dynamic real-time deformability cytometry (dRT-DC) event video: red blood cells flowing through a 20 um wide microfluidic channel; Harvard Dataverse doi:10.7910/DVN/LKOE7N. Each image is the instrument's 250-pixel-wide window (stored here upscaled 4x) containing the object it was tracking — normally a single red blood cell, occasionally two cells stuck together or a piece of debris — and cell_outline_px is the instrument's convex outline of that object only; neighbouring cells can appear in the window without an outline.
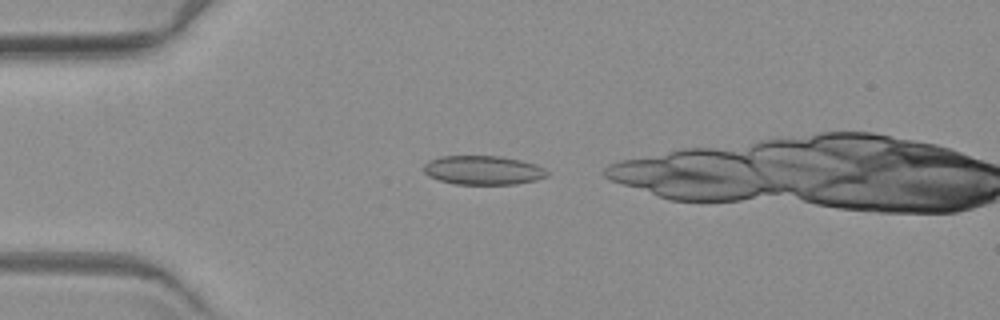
{"species": "common noctule bat (a hibernating species)", "species_latin": "Nyctalus noctula", "temperature_condition": "warm", "stored_images_in_passage": 6, "camera_frame_rate_fps": 3000, "um_per_image_px": 0.085, "animal": {"sex": "female", "body_mass_g": 19.3, "forearm_length_mm": 54.1}, "frame": {"image": 1, "passage_image": 2, "time_ms": 1.0, "image_size_px": [1000, 320], "cell_outline_px": [[548, 176], [536, 180], [516, 184], [456, 184], [440, 180], [428, 176], [424, 172], [424, 164], [428, 160], [440, 156], [500, 156], [520, 160], [536, 164], [544, 168], [548, 172]], "centroid_in_image_um": [41.06, 14.46], "position_along_channel_um": 43.9, "area_um2": 20.92}}